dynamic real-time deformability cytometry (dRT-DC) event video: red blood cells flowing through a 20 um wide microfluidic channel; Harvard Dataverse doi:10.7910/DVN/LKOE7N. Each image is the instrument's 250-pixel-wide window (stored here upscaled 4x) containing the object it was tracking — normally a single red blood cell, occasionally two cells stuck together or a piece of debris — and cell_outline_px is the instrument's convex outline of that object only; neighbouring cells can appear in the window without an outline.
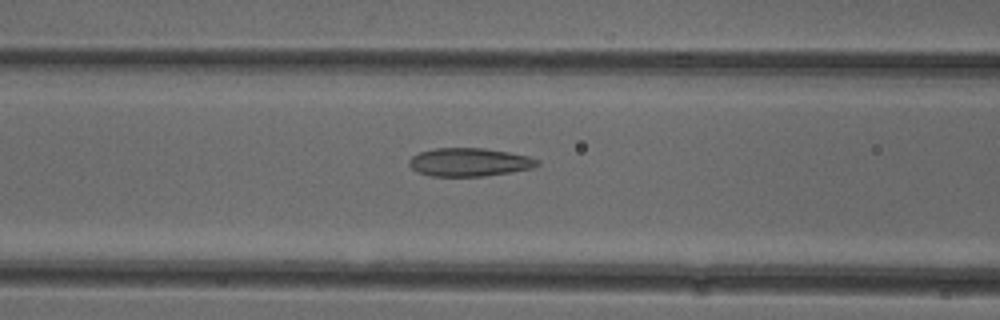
{"species": "common noctule bat (a hibernating species)", "species_latin": "Nyctalus noctula", "temperature_condition": "cold", "stored_images_in_passage": 14, "camera_frame_rate_fps": 3000, "um_per_image_px": 0.085, "animal": {"sex": "female"}, "frame": {"image": 1, "passage_image": 12, "time_ms": 3.667, "image_size_px": [1000, 320], "cell_outline_px": [[540, 164], [532, 168], [512, 172], [484, 176], [432, 176], [416, 172], [408, 164], [408, 160], [412, 156], [420, 152], [436, 148], [484, 148], [508, 152], [528, 156], [540, 160]], "centroid_in_image_um": [39.89, 13.78], "position_along_channel_um": 126.7, "area_um2": 21.21}}